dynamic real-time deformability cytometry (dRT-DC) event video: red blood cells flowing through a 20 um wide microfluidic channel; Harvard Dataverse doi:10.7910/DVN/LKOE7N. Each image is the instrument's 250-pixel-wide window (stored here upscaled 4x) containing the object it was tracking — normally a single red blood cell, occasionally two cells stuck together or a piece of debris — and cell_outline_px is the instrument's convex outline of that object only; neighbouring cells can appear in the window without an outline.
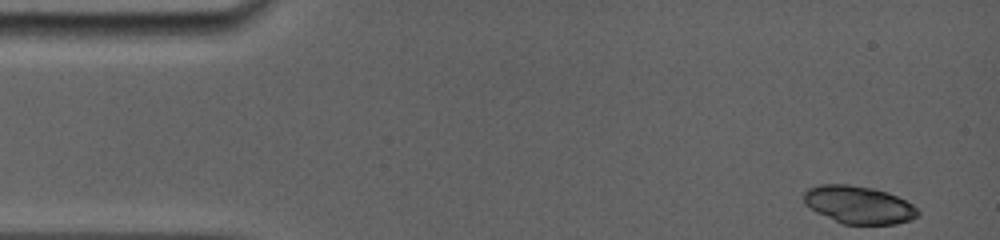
{"species": "common noctule bat (a hibernating species)", "species_latin": "Nyctalus noctula", "temperature_condition": "room temperature", "stored_images_in_passage": 11, "camera_frame_rate_fps": 5000, "um_per_image_px": 0.085, "animal": {"sex": "female", "body_mass_g": 19.0, "forearm_length_mm": 56.7}, "frame": {"image": 1, "passage_image": 1, "time_ms": 0.0, "image_size_px": [1000, 240], "cell_outline_px": [[920, 216], [912, 220], [896, 224], [844, 224], [816, 212], [804, 204], [804, 192], [808, 188], [820, 184], [848, 184], [872, 188], [888, 192], [912, 204], [920, 212]], "centroid_in_image_um": [73.0, 17.41], "position_along_channel_um": 12.0, "area_um2": 25.14}}
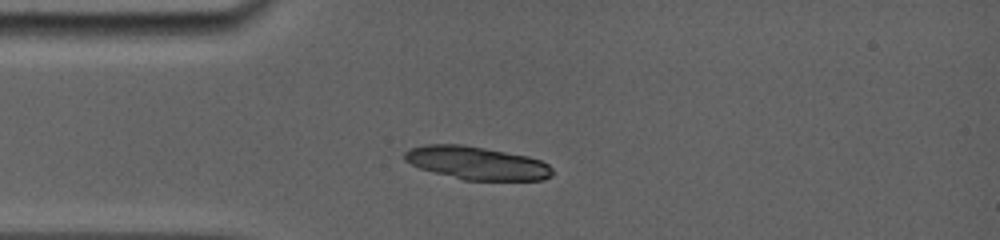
{"frame": {"image": 2, "passage_image": 10, "time_ms": 3.2, "image_size_px": [1000, 240], "cell_outline_px": [[552, 176], [544, 180], [464, 180], [420, 168], [404, 160], [404, 152], [412, 148], [424, 144], [464, 144], [528, 156], [540, 160], [548, 164], [552, 168]], "centroid_in_image_um": [40.54, 13.85], "position_along_channel_um": 44.5, "area_um2": 28.44}}